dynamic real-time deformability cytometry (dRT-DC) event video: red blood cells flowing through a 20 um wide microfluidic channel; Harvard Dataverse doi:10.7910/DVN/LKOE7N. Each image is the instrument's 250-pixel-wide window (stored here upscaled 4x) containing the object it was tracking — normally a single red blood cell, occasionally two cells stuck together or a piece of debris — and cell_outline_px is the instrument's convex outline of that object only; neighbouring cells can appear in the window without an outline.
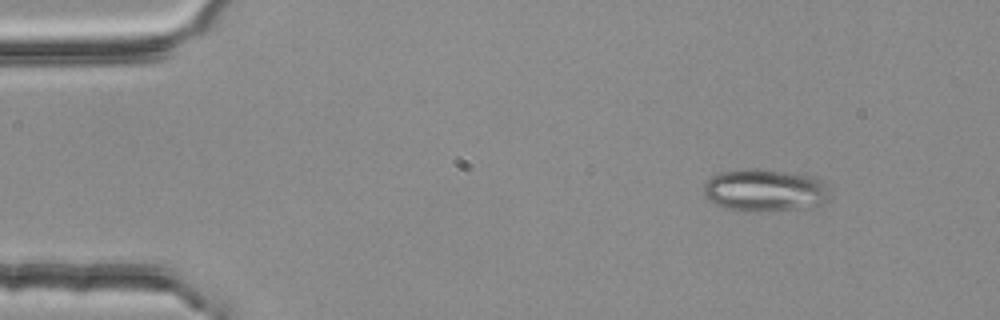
{"species": "common noctule bat (a hibernating species)", "species_latin": "Nyctalus noctula", "temperature_condition": "room temperature", "stored_images_in_passage": 2, "camera_frame_rate_fps": 3000, "um_per_image_px": 0.085, "animal": {"sex": "female", "body_mass_g": 25.1}, "frame": {"image": 1, "passage_image": 1, "time_ms": 0.0, "image_size_px": [1000, 320], "cell_outline_px": [[832, 200], [820, 204], [796, 208], [760, 212], [748, 212], [724, 208], [716, 204], [704, 196], [704, 184], [712, 176], [720, 172], [748, 168], [784, 172], [812, 176], [820, 180], [824, 184], [832, 196]], "centroid_in_image_um": [65.0, 16.19], "position_along_channel_um": 20.0, "area_um2": 31.1}}